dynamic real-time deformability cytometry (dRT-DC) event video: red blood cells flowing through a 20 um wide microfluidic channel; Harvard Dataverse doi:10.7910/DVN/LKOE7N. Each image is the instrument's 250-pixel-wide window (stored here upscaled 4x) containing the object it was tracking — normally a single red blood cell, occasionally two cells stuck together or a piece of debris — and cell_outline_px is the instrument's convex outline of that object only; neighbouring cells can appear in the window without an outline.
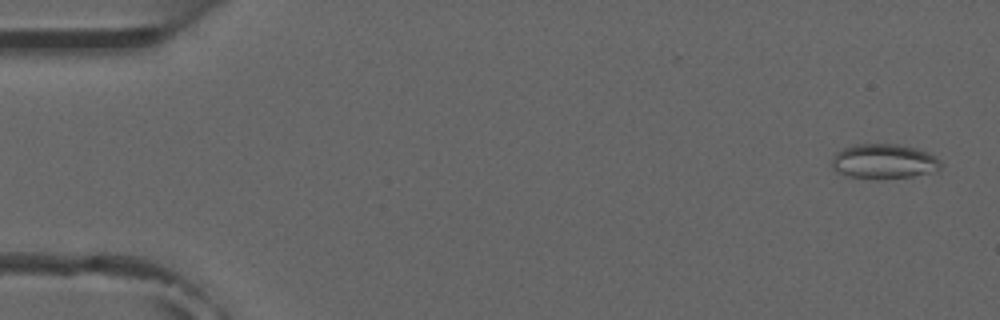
{"species": "common noctule bat (a hibernating species)", "species_latin": "Nyctalus noctula", "temperature_condition": "room temperature", "stored_images_in_passage": 4, "camera_frame_rate_fps": 3000, "um_per_image_px": 0.085, "animal": {"sex": "male", "forearm_length_mm": 52.5}, "frame": {"image": 1, "passage_image": 1, "time_ms": 0.0, "image_size_px": [1000, 320], "cell_outline_px": [[944, 164], [940, 168], [928, 172], [912, 176], [876, 180], [848, 176], [836, 172], [832, 168], [832, 160], [836, 152], [844, 148], [856, 144], [896, 144], [916, 148], [928, 152], [940, 160]], "centroid_in_image_um": [75.11, 13.73], "position_along_channel_um": 9.9, "area_um2": 22.2}}
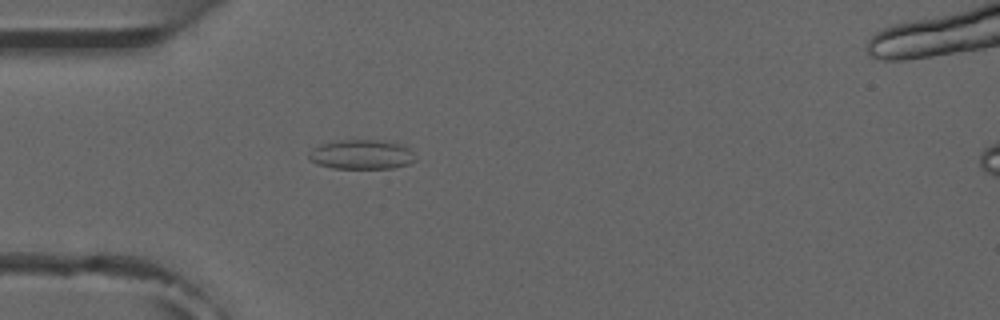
{"frame": {"image": 2, "passage_image": 4, "time_ms": 4.333, "image_size_px": [1000, 320], "cell_outline_px": [[416, 160], [408, 164], [392, 168], [332, 168], [316, 164], [308, 160], [308, 152], [312, 148], [320, 144], [340, 140], [392, 140], [404, 144], [412, 152]], "centroid_in_image_um": [30.72, 13.12], "position_along_channel_um": 54.3, "area_um2": 18.67}}